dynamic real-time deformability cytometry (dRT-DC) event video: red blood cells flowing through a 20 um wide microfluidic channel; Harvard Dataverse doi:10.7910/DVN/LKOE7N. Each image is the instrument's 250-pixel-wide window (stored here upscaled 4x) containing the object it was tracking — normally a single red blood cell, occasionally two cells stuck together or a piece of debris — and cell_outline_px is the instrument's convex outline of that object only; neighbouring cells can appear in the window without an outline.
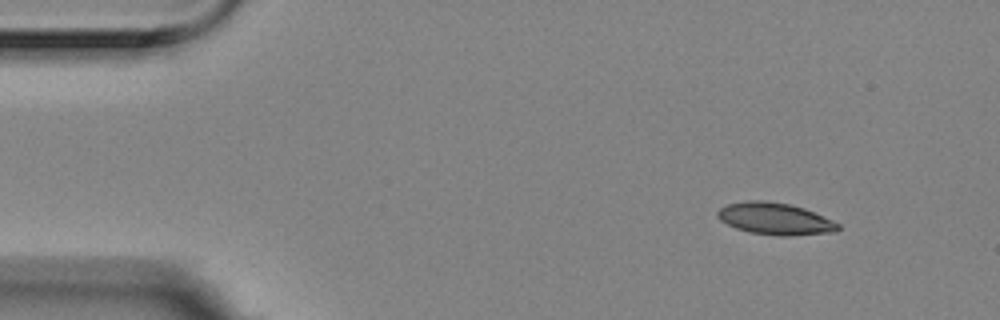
{"species": "Egyptian fruit bat (a non-hibernating species)", "species_latin": "Rousettus aegyptiacus", "temperature_condition": "room temperature", "stored_images_in_passage": 8, "camera_frame_rate_fps": 3000, "um_per_image_px": 0.085, "animal": {"sex": "female"}, "frame": {"image": 1, "passage_image": 1, "time_ms": 0.0, "image_size_px": [1000, 320], "cell_outline_px": [[840, 228], [836, 232], [788, 236], [780, 236], [748, 232], [736, 228], [720, 220], [716, 216], [716, 212], [720, 208], [728, 204], [748, 200], [764, 200], [788, 204], [804, 208], [832, 220], [840, 224]], "centroid_in_image_um": [65.87, 18.6], "position_along_channel_um": 19.1, "area_um2": 22.43}}
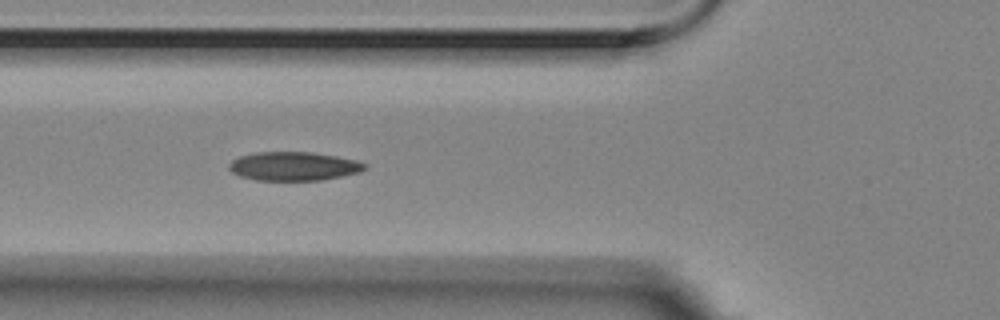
{"frame": {"image": 2, "passage_image": 5, "time_ms": 1.333, "image_size_px": [1000, 320], "cell_outline_px": [[368, 168], [360, 172], [320, 180], [256, 180], [240, 176], [232, 172], [228, 168], [228, 164], [232, 160], [240, 156], [256, 152], [312, 152], [336, 156], [356, 160], [368, 164]], "centroid_in_image_um": [24.97, 14.12], "position_along_channel_um": 100.8, "area_um2": 22.77}}
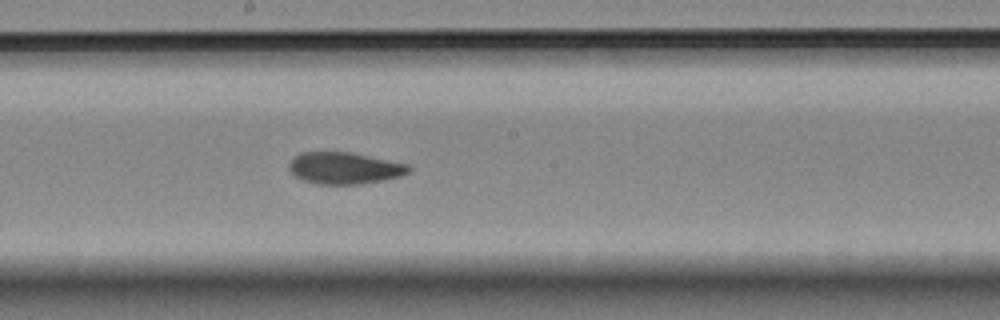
{"frame": {"image": 3, "passage_image": 8, "time_ms": 2.333, "image_size_px": [1000, 320], "cell_outline_px": [[412, 168], [408, 172], [400, 176], [384, 180], [360, 184], [316, 184], [304, 180], [296, 176], [288, 168], [288, 164], [300, 152], [352, 152], [408, 164]], "centroid_in_image_um": [29.29, 14.28], "position_along_channel_um": 218.9, "area_um2": 22.08}}